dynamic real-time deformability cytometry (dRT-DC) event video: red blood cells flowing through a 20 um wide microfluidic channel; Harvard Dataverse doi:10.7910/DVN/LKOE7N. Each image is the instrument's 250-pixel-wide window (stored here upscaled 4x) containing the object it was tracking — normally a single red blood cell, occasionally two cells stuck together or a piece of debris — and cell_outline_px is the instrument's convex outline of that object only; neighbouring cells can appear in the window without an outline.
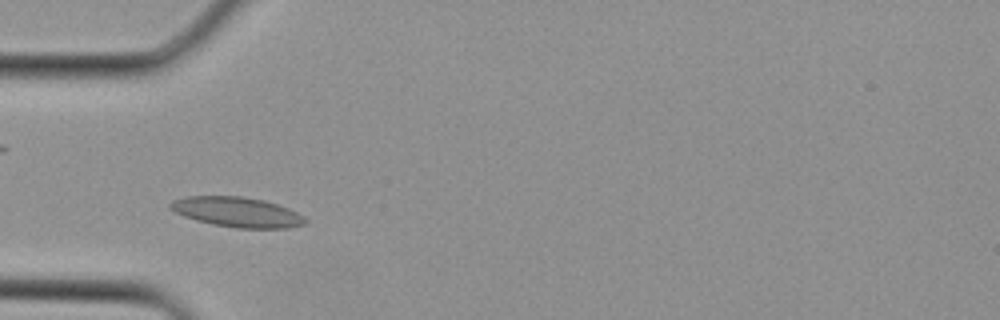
{"species": "Egyptian fruit bat (a non-hibernating species)", "species_latin": "Rousettus aegyptiacus", "temperature_condition": "cold", "stored_images_in_passage": 1, "camera_frame_rate_fps": 3000, "um_per_image_px": 0.085, "animal": {"sex": "female"}, "frame": {"image": 1, "passage_image": 1, "time_ms": 0.0, "image_size_px": [1000, 320], "cell_outline_px": [[308, 224], [288, 228], [236, 228], [196, 220], [184, 216], [168, 208], [168, 204], [172, 200], [184, 196], [240, 196], [264, 200], [288, 208], [304, 216], [308, 220]], "centroid_in_image_um": [20.16, 18.02], "position_along_channel_um": 64.8, "area_um2": 23.64}}